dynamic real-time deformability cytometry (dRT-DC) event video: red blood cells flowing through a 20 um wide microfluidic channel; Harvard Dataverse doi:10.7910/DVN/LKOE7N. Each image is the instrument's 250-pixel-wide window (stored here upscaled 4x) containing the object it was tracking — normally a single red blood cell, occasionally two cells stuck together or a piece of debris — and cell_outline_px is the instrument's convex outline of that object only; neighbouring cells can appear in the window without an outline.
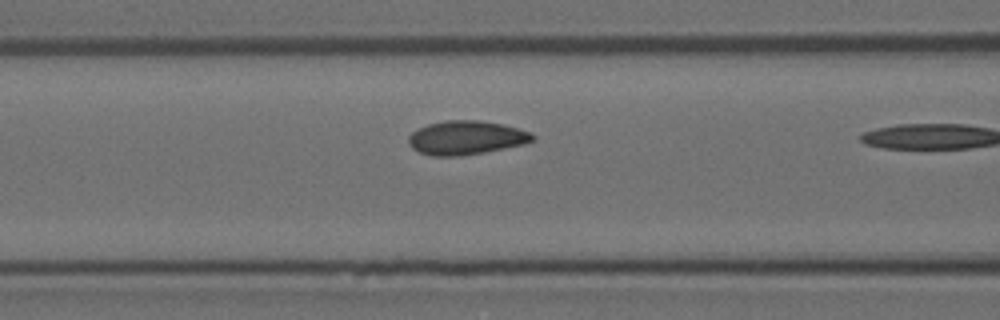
{"species": "Egyptian fruit bat (a non-hibernating species)", "species_latin": "Rousettus aegyptiacus", "temperature_condition": "room temperature", "stored_images_in_passage": 10, "camera_frame_rate_fps": 3000, "um_per_image_px": 0.085, "animal": {"sex": "female"}, "frame": {"image": 1, "passage_image": 9, "time_ms": 2.667, "image_size_px": [1000, 320], "cell_outline_px": [[536, 140], [524, 144], [484, 152], [460, 156], [432, 156], [420, 152], [412, 148], [408, 144], [408, 136], [412, 132], [428, 124], [448, 120], [480, 120], [500, 124], [532, 132], [536, 136]], "centroid_in_image_um": [39.63, 11.71], "position_along_channel_um": 127.0, "area_um2": 24.45}}